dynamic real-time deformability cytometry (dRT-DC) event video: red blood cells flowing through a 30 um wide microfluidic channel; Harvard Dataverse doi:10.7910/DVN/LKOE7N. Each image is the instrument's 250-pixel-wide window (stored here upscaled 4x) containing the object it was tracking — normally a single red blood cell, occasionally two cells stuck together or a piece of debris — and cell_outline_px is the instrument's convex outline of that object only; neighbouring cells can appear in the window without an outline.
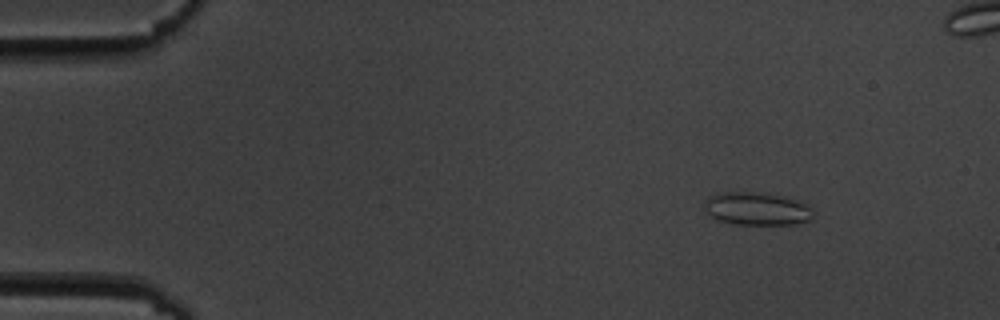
{"species": "common noctule bat (a hibernating species)", "species_latin": "Nyctalus noctula", "temperature_condition": "cold", "stored_images_in_passage": 6, "camera_frame_rate_fps": 3000, "um_per_image_px": 0.085, "animal": {"sex": "male", "body_mass_g": 19.5, "forearm_length_mm": 54.6}, "frame": {"image": 1, "passage_image": 2, "time_ms": 2.0, "image_size_px": [1000, 320], "cell_outline_px": [[812, 220], [796, 224], [732, 224], [708, 216], [704, 208], [704, 200], [708, 196], [720, 192], [760, 192], [788, 196], [808, 204], [812, 212]], "centroid_in_image_um": [64.32, 17.73], "position_along_channel_um": 20.7, "area_um2": 21.33}}
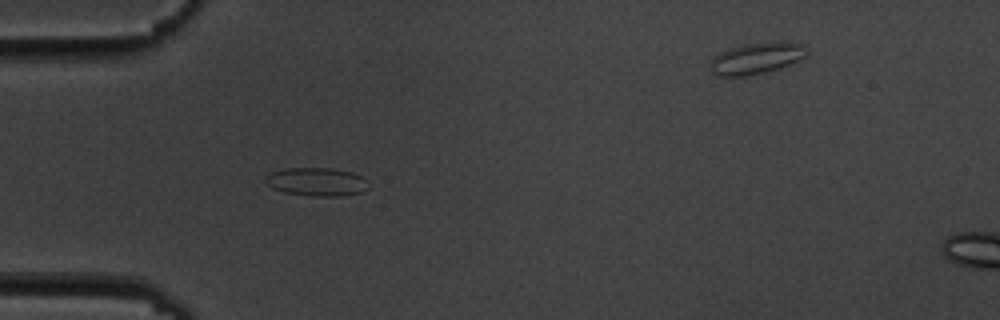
{"frame": {"image": 2, "passage_image": 5, "time_ms": 5.333, "image_size_px": [1000, 320], "cell_outline_px": [[368, 188], [360, 192], [344, 196], [312, 196], [284, 192], [272, 188], [264, 180], [264, 176], [272, 172], [284, 168], [332, 168], [352, 172], [364, 176]], "centroid_in_image_um": [26.91, 15.45], "position_along_channel_um": 58.1, "area_um2": 17.11}}